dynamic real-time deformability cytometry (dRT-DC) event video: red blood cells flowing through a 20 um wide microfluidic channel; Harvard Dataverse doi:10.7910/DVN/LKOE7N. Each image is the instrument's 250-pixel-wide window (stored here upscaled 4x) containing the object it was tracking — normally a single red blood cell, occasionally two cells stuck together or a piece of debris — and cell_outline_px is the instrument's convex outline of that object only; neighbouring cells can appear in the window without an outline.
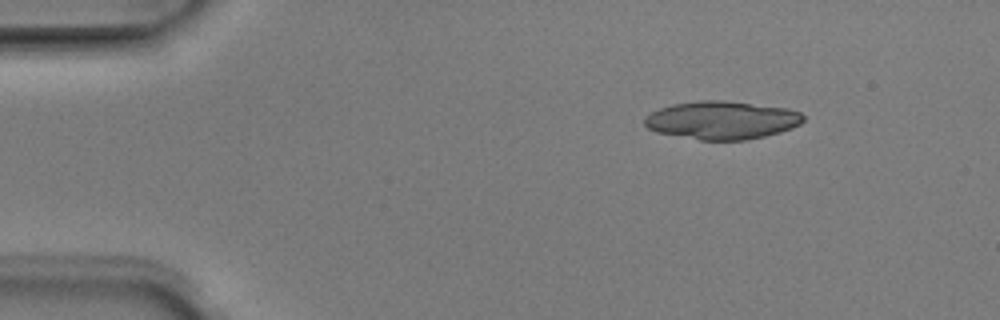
{"species": "Egyptian fruit bat (a non-hibernating species)", "species_latin": "Rousettus aegyptiacus", "temperature_condition": "room temperature", "stored_images_in_passage": 4, "camera_frame_rate_fps": 3000, "um_per_image_px": 0.085, "animal": {"sex": "male"}, "frame": {"image": 1, "passage_image": 2, "time_ms": 0.333, "image_size_px": [1000, 320], "cell_outline_px": [[804, 120], [800, 124], [792, 128], [780, 132], [748, 140], [700, 140], [656, 132], [648, 128], [644, 124], [644, 120], [652, 112], [660, 108], [672, 104], [700, 100], [724, 100], [788, 108], [800, 112], [804, 116]], "centroid_in_image_um": [61.38, 10.21], "position_along_channel_um": 23.6, "area_um2": 35.32}}